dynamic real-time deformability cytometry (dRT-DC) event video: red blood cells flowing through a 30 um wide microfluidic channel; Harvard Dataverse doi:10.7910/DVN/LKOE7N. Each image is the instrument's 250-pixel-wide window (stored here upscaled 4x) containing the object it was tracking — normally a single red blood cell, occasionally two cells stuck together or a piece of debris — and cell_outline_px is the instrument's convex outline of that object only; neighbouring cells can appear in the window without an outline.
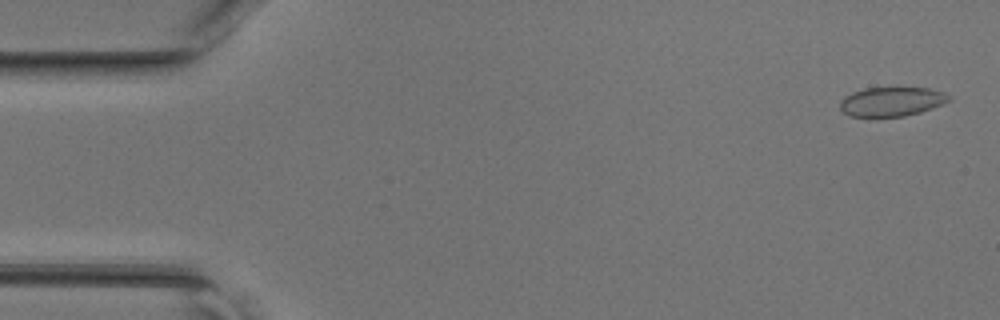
{"species": "common noctule bat (a hibernating species)", "species_latin": "Nyctalus noctula", "temperature_condition": "room temperature", "stored_images_in_passage": 46, "camera_frame_rate_fps": 3000, "um_per_image_px": 0.085, "animal": {"sex": "female", "body_mass_g": 17.0, "forearm_length_mm": 48.0}, "frame": {"image": 1, "passage_image": 2, "time_ms": 0.333, "image_size_px": [1000, 320], "cell_outline_px": [[952, 100], [944, 104], [920, 112], [904, 116], [848, 116], [840, 108], [840, 100], [844, 96], [852, 92], [864, 88], [928, 88], [944, 92], [952, 96]], "centroid_in_image_um": [75.81, 8.63], "position_along_channel_um": 9.2, "area_um2": 18.61}}
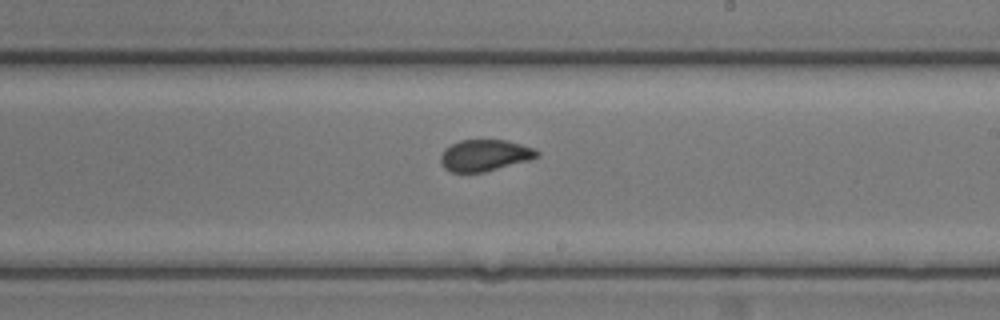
{"frame": {"image": 2, "passage_image": 27, "time_ms": 8.667, "image_size_px": [1000, 320], "cell_outline_px": [[540, 156], [528, 160], [484, 172], [452, 172], [444, 168], [440, 164], [440, 156], [444, 148], [460, 140], [508, 140], [532, 148], [540, 152]], "centroid_in_image_um": [41.17, 13.2], "position_along_channel_um": 247.8, "area_um2": 17.63}}
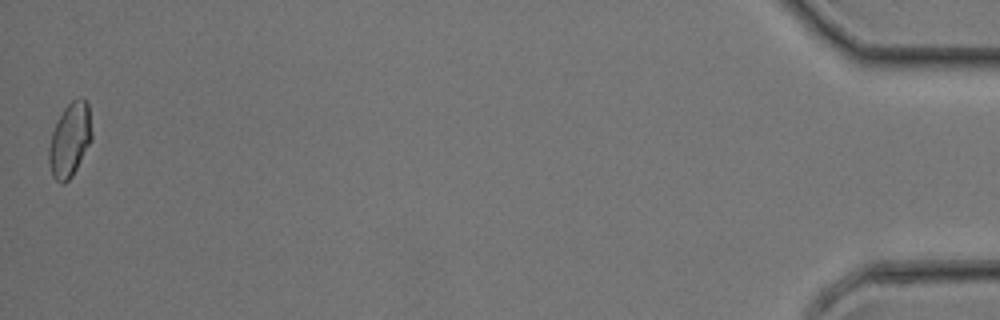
{"frame": {"image": 3, "passage_image": 46, "time_ms": 15.0, "image_size_px": [1000, 320], "cell_outline_px": [[92, 140], [72, 176], [64, 184], [60, 184], [52, 176], [48, 164], [48, 148], [52, 132], [56, 120], [64, 108], [72, 100], [80, 96], [88, 104], [92, 132]], "centroid_in_image_um": [5.92, 11.9], "position_along_channel_um": 429.3, "area_um2": 18.73}}